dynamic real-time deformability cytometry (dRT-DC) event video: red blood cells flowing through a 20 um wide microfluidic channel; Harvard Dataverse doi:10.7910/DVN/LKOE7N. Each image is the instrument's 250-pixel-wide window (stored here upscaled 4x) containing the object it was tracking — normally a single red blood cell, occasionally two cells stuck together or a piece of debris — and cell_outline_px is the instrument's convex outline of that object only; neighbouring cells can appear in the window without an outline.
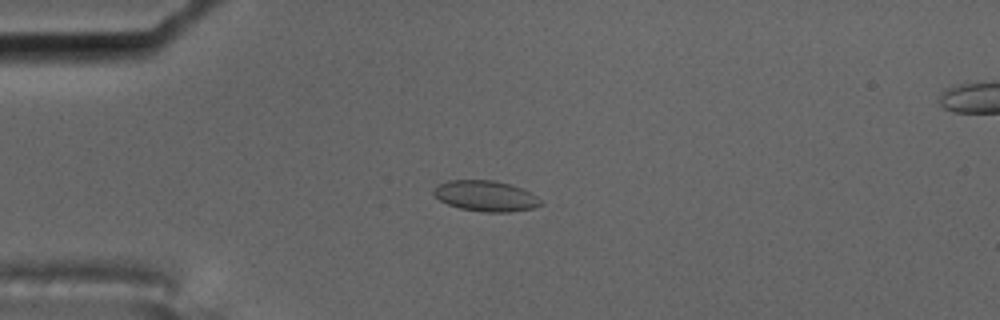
{"species": "common noctule bat (a hibernating species)", "species_latin": "Nyctalus noctula", "temperature_condition": "cold", "stored_images_in_passage": 3, "camera_frame_rate_fps": 3000, "um_per_image_px": 0.085, "animal": {"sex": "male", "body_mass_g": 17.5, "forearm_length_mm": 52.3}, "frame": {"image": 1, "passage_image": 2, "time_ms": 0.333, "image_size_px": [1000, 320], "cell_outline_px": [[544, 204], [532, 208], [508, 212], [484, 212], [460, 208], [448, 204], [440, 200], [432, 192], [440, 184], [448, 180], [496, 180], [520, 188], [544, 200]], "centroid_in_image_um": [41.31, 16.66], "position_along_channel_um": 43.7, "area_um2": 18.96}}